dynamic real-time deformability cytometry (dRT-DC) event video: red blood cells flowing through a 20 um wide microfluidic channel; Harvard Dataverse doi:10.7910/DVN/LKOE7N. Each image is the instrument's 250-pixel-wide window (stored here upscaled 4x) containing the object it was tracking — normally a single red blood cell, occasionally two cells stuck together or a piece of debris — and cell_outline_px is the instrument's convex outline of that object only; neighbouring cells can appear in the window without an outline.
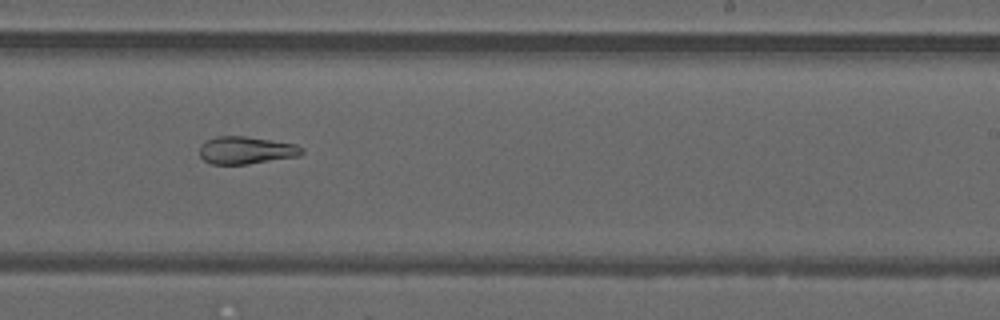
{"species": "common noctule bat (a hibernating species)", "species_latin": "Nyctalus noctula", "temperature_condition": "warm", "stored_images_in_passage": 33, "camera_frame_rate_fps": 3000, "um_per_image_px": 0.085, "animal": {"sex": "male", "forearm_length_mm": 52.5}, "frame": {"image": 1, "passage_image": 15, "time_ms": 4.667, "image_size_px": [1000, 320], "cell_outline_px": [[304, 152], [300, 156], [248, 164], [212, 164], [204, 160], [200, 156], [200, 144], [216, 136], [244, 136], [296, 144], [304, 148]], "centroid_in_image_um": [20.94, 12.77], "position_along_channel_um": 268.1, "area_um2": 16.42}}
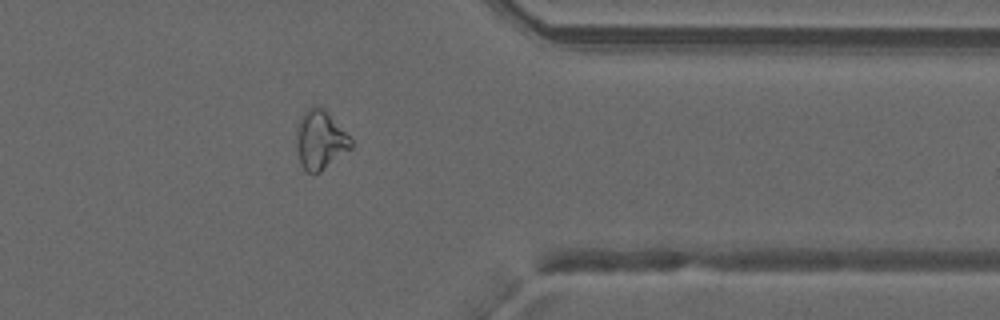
{"frame": {"image": 2, "passage_image": 24, "time_ms": 7.667, "image_size_px": [1000, 320], "cell_outline_px": [[352, 148], [320, 172], [308, 172], [300, 164], [296, 148], [296, 124], [300, 116], [308, 108], [316, 104], [324, 108], [352, 140]], "centroid_in_image_um": [27.18, 11.87], "position_along_channel_um": 384.2, "area_um2": 18.84}, "authors_computed_cell_mechanics": {"area_um2": 18.2648, "velocity_mm_per_s": 4.231, "shape_relaxation_time_tau1_ms": null, "shape_relaxation_time_tau2_ms": 2.136, "deformation_change_tau1": null, "deformation_change_tau2": 0.0739}}